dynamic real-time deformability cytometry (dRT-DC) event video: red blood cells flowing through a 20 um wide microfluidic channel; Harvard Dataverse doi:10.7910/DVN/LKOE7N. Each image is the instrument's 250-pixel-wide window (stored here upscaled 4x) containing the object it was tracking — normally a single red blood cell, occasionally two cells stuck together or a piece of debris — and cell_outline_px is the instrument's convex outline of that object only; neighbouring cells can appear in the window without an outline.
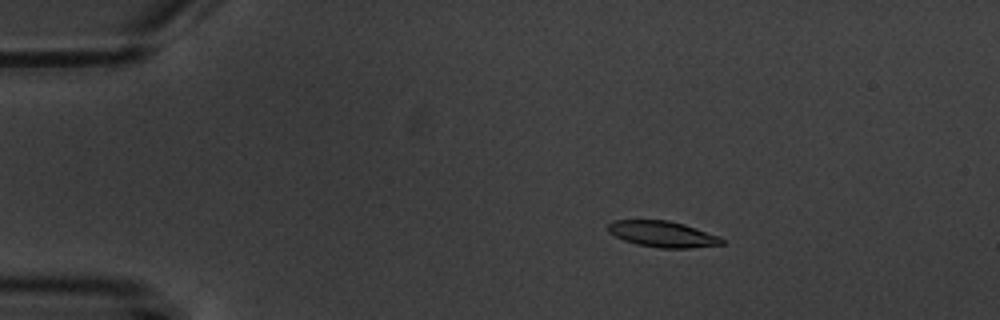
{"species": "common noctule bat (a hibernating species)", "species_latin": "Nyctalus noctula", "temperature_condition": "warm", "stored_images_in_passage": 5, "camera_frame_rate_fps": 3000, "um_per_image_px": 0.085, "animal": {"sex": "male", "body_mass_g": 20.1, "forearm_length_mm": 53.5}, "frame": {"image": 1, "passage_image": 3, "time_ms": 2.333, "image_size_px": [1000, 320], "cell_outline_px": [[724, 244], [688, 248], [660, 248], [636, 244], [624, 240], [608, 232], [608, 224], [616, 220], [668, 220], [684, 224], [720, 236], [724, 240]], "centroid_in_image_um": [56.34, 19.9], "position_along_channel_um": 28.7, "area_um2": 17.22}}